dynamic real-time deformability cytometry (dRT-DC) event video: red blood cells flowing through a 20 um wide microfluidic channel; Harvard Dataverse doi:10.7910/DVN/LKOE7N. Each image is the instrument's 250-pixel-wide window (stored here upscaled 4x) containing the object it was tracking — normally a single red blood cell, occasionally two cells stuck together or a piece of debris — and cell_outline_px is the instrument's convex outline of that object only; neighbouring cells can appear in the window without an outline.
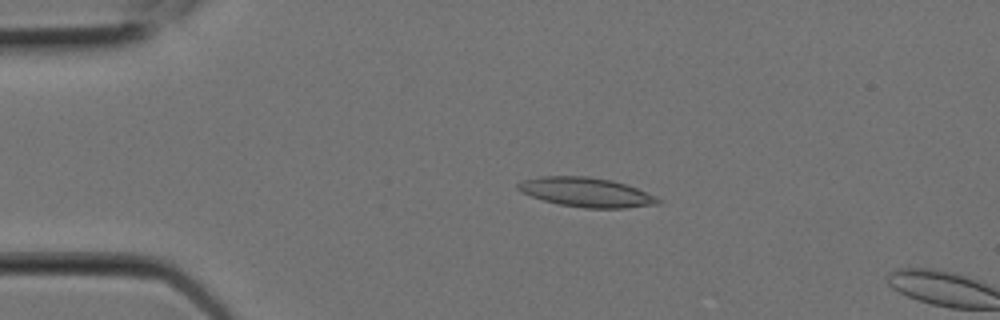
{"species": "Egyptian fruit bat (a non-hibernating species)", "species_latin": "Rousettus aegyptiacus", "temperature_condition": "room temperature", "stored_images_in_passage": 4, "camera_frame_rate_fps": 3000, "um_per_image_px": 0.085, "animal": {"sex": "female"}, "frame": {"image": 1, "passage_image": 3, "time_ms": 0.667, "image_size_px": [1000, 320], "cell_outline_px": [[660, 204], [624, 208], [584, 208], [560, 204], [544, 200], [520, 192], [516, 188], [516, 184], [524, 180], [540, 176], [588, 176], [612, 180], [636, 188], [656, 196], [660, 200]], "centroid_in_image_um": [49.82, 16.34], "position_along_channel_um": 35.2, "area_um2": 23.87}}